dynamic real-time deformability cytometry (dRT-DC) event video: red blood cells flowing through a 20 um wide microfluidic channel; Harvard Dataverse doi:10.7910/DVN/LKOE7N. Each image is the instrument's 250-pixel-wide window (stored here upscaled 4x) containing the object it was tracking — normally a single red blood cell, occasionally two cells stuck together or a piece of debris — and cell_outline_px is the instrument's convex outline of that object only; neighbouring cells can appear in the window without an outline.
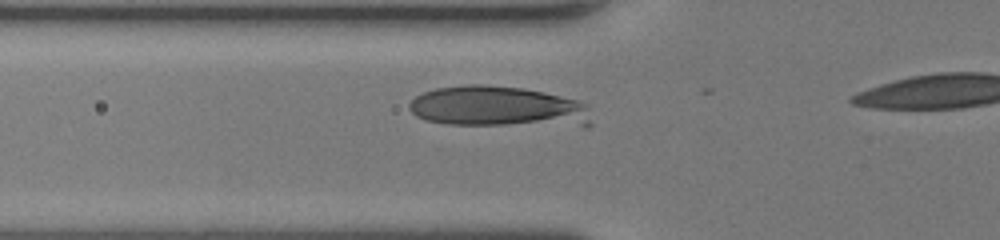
{"species": "human", "species_latin": "Homo sapiens", "temperature_condition": "room temperature", "stored_images_in_passage": 15, "camera_frame_rate_fps": 3000, "um_per_image_px": 0.085, "donor": {"sex": "female"}, "frame": {"image": 1, "passage_image": 13, "time_ms": 4.0, "image_size_px": [1000, 240], "cell_outline_px": [[592, 124], [588, 128], [584, 128], [448, 124], [424, 120], [416, 116], [408, 108], [408, 104], [416, 96], [424, 92], [436, 88], [468, 84], [480, 84], [524, 88], [544, 92], [580, 100], [588, 104]], "centroid_in_image_um": [42.48, 9.12], "position_along_channel_um": 83.3, "area_um2": 44.91}}